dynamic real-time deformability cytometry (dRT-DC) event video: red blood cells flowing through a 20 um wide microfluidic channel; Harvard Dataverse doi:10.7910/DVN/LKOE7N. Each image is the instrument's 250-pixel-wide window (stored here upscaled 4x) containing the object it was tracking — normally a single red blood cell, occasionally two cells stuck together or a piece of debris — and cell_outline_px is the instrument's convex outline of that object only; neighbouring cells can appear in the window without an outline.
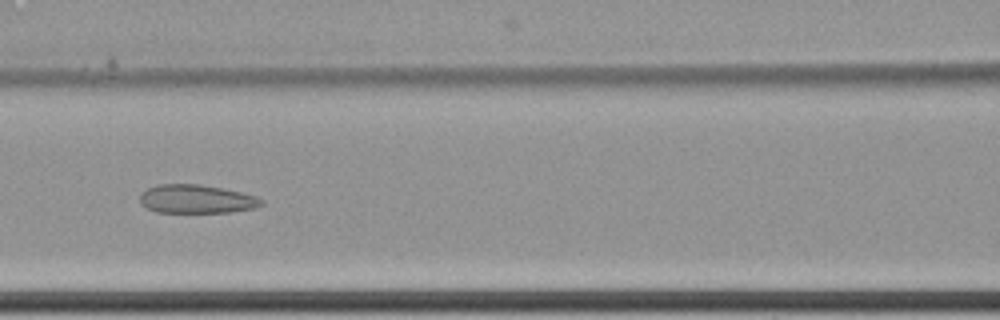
{"species": "common noctule bat (a hibernating species)", "species_latin": "Nyctalus noctula", "temperature_condition": "cold", "stored_images_in_passage": 10, "camera_frame_rate_fps": 3000, "um_per_image_px": 0.085, "animal": {"sex": "female", "body_mass_g": 22.7, "forearm_length_mm": 54.2}, "frame": {"image": 1, "passage_image": 6, "time_ms": 1.667, "image_size_px": [1000, 320], "cell_outline_px": [[264, 204], [256, 208], [228, 212], [156, 212], [140, 204], [140, 192], [148, 188], [160, 184], [200, 184], [240, 192], [256, 196], [264, 200]], "centroid_in_image_um": [16.7, 16.92], "position_along_channel_um": 149.9, "area_um2": 20.23}}
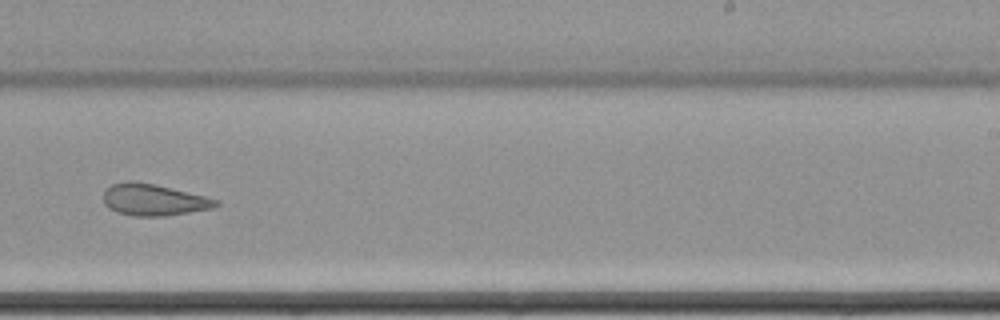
{"frame": {"image": 2, "passage_image": 9, "time_ms": 2.667, "image_size_px": [1000, 320], "cell_outline_px": [[220, 204], [216, 208], [164, 216], [132, 216], [116, 212], [108, 208], [104, 204], [104, 192], [112, 184], [128, 180], [132, 180], [156, 184], [220, 200]], "centroid_in_image_um": [13.07, 16.98], "position_along_channel_um": 275.9, "area_um2": 20.92}}
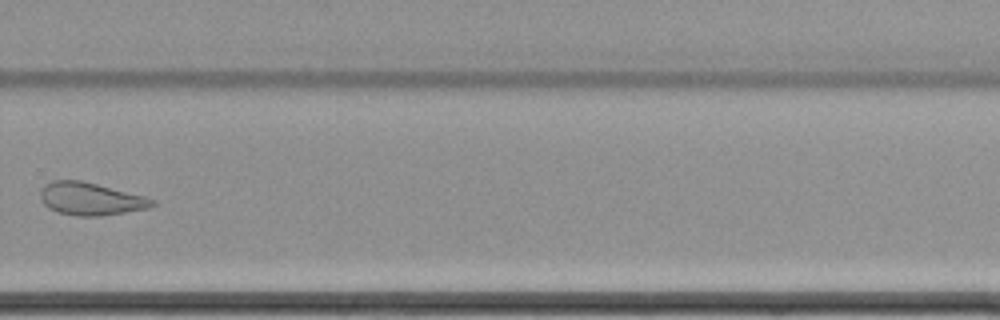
{"frame": {"image": 3, "passage_image": 10, "time_ms": 3.0, "image_size_px": [1000, 320], "cell_outline_px": [[156, 204], [148, 208], [100, 216], [76, 216], [56, 212], [48, 208], [44, 204], [40, 196], [40, 192], [44, 184], [52, 180], [80, 180], [144, 196], [156, 200]], "centroid_in_image_um": [7.67, 16.91], "position_along_channel_um": 322.1, "area_um2": 21.21}}